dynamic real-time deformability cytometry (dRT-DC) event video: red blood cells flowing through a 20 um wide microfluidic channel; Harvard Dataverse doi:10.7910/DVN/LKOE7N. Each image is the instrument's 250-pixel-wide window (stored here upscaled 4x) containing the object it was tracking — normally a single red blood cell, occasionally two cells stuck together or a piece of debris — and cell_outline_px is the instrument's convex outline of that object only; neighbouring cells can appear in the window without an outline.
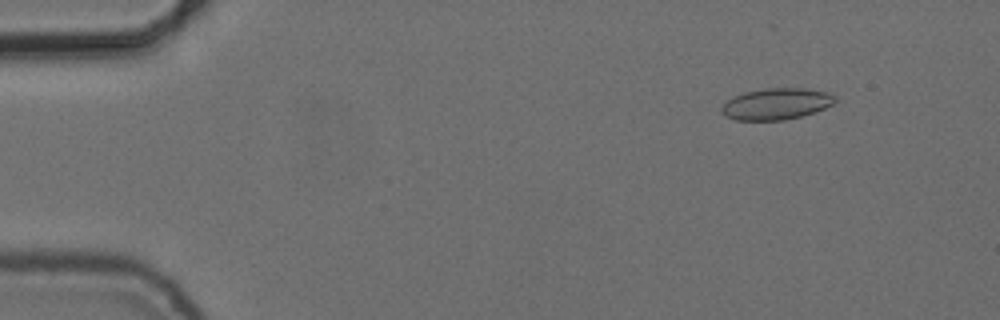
{"species": "common noctule bat (a hibernating species)", "species_latin": "Nyctalus noctula", "temperature_condition": "cold", "stored_images_in_passage": 56, "camera_frame_rate_fps": 3000, "um_per_image_px": 0.085, "animal": {"sex": "female", "body_mass_g": 24.6, "forearm_length_mm": 56.2}, "frame": {"image": 1, "passage_image": 7, "time_ms": 2.0, "image_size_px": [1000, 320], "cell_outline_px": [[836, 100], [832, 104], [824, 108], [800, 116], [784, 120], [736, 120], [724, 116], [720, 112], [720, 108], [728, 100], [744, 92], [764, 88], [804, 88], [828, 92], [836, 96]], "centroid_in_image_um": [65.96, 8.83], "position_along_channel_um": 19.0, "area_um2": 20.69}}
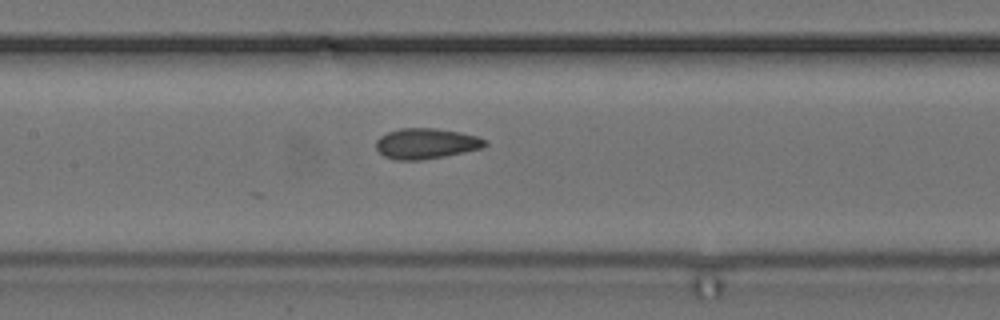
{"frame": {"image": 2, "passage_image": 27, "time_ms": 8.667, "image_size_px": [1000, 320], "cell_outline_px": [[488, 144], [480, 148], [464, 152], [444, 156], [420, 160], [396, 160], [384, 156], [376, 148], [376, 140], [380, 136], [388, 132], [400, 128], [436, 128], [460, 132], [476, 136], [488, 140]], "centroid_in_image_um": [36.21, 12.19], "position_along_channel_um": 171.2, "area_um2": 19.36}}
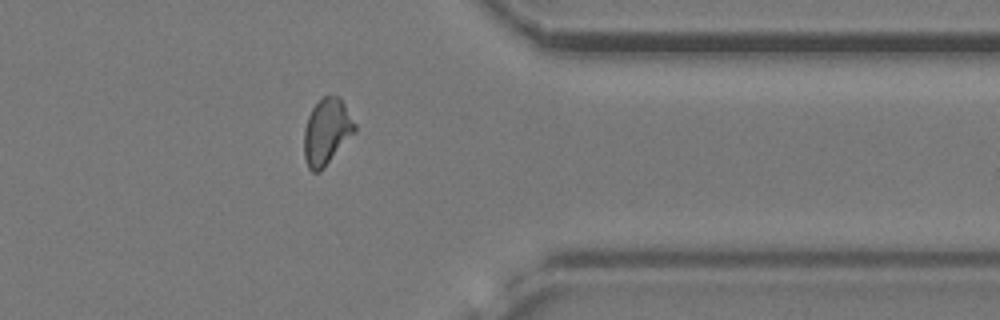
{"frame": {"image": 3, "passage_image": 45, "time_ms": 14.667, "image_size_px": [1000, 320], "cell_outline_px": [[356, 132], [324, 168], [320, 172], [312, 172], [308, 168], [304, 156], [304, 128], [308, 116], [312, 108], [324, 96], [340, 96], [356, 124]], "centroid_in_image_um": [27.78, 11.21], "position_along_channel_um": 383.6, "area_um2": 19.71}, "authors_computed_cell_mechanics": {"area_um2": 19.6231, "velocity_mm_per_s": 3.7363, "shape_relaxation_time_tau1_ms": null, "shape_relaxation_time_tau2_ms": 1.6453, "deformation_change_tau1": null, "deformation_change_tau2": 0.0752}}